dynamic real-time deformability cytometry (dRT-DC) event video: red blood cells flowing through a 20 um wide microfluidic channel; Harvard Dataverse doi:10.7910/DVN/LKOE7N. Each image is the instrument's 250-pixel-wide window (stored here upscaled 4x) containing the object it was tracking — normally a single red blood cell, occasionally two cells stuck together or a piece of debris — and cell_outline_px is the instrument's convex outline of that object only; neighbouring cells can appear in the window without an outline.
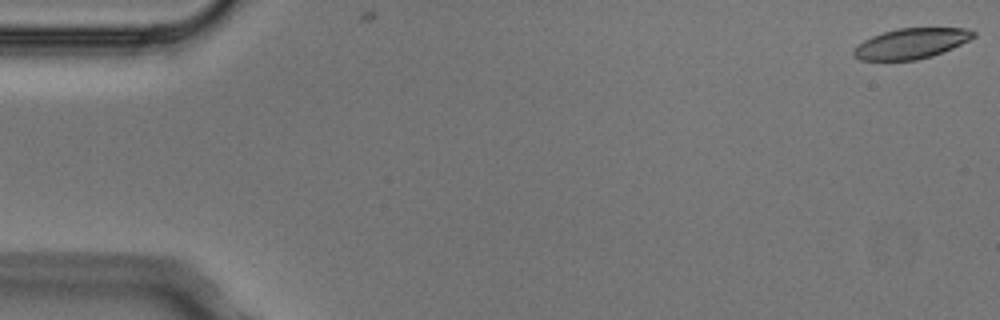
{"species": "Egyptian fruit bat (a non-hibernating species)", "species_latin": "Rousettus aegyptiacus", "temperature_condition": "cold", "stored_images_in_passage": 2, "camera_frame_rate_fps": 3000, "um_per_image_px": 0.085, "animal": {"sex": "male"}, "frame": {"image": 1, "passage_image": 1, "time_ms": 0.0, "image_size_px": [1000, 320], "cell_outline_px": [[976, 36], [952, 48], [932, 56], [916, 60], [860, 60], [852, 56], [852, 52], [864, 40], [872, 36], [896, 28], [964, 28], [976, 32]], "centroid_in_image_um": [77.44, 3.7], "position_along_channel_um": 7.6, "area_um2": 21.04}}